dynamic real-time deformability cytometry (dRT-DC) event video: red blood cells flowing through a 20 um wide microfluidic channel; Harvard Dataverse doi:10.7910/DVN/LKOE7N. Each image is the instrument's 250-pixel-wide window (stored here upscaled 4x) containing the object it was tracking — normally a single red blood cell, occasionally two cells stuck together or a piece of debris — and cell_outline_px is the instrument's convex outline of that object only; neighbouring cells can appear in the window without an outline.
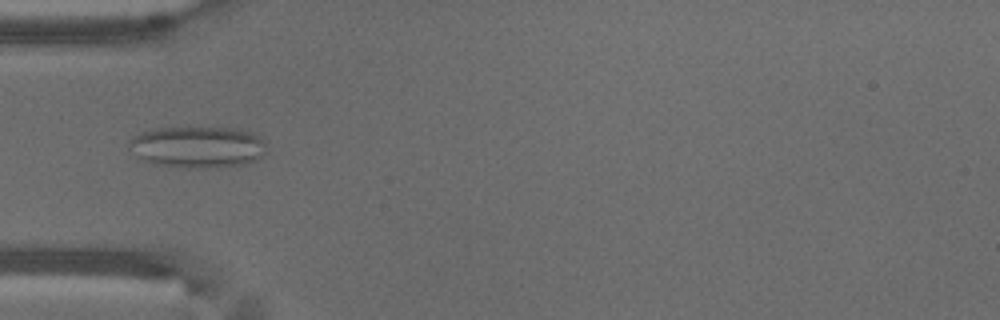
{"species": "common noctule bat (a hibernating species)", "species_latin": "Nyctalus noctula", "temperature_condition": "warm", "stored_images_in_passage": 53, "camera_frame_rate_fps": 3000, "um_per_image_px": 0.085, "animal": {"sex": "male", "body_mass_g": 18.8}, "frame": {"image": 1, "passage_image": 17, "time_ms": 5.333, "image_size_px": [1000, 320], "cell_outline_px": [[264, 152], [256, 160], [244, 164], [216, 168], [184, 168], [152, 164], [144, 160], [128, 148], [128, 140], [132, 136], [140, 132], [152, 128], [240, 128], [252, 132], [264, 144]], "centroid_in_image_um": [16.73, 12.5], "position_along_channel_um": 68.3, "area_um2": 33.41}}
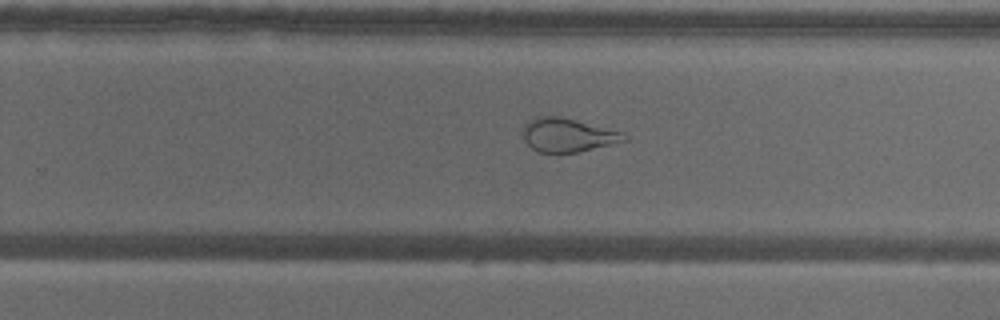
{"frame": {"image": 2, "passage_image": 34, "time_ms": 11.0, "image_size_px": [1000, 320], "cell_outline_px": [[628, 140], [576, 152], [556, 156], [536, 152], [524, 140], [520, 132], [524, 124], [528, 120], [536, 116], [560, 116], [624, 132], [628, 136]], "centroid_in_image_um": [48.18, 11.51], "position_along_channel_um": 281.6, "area_um2": 20.58}}
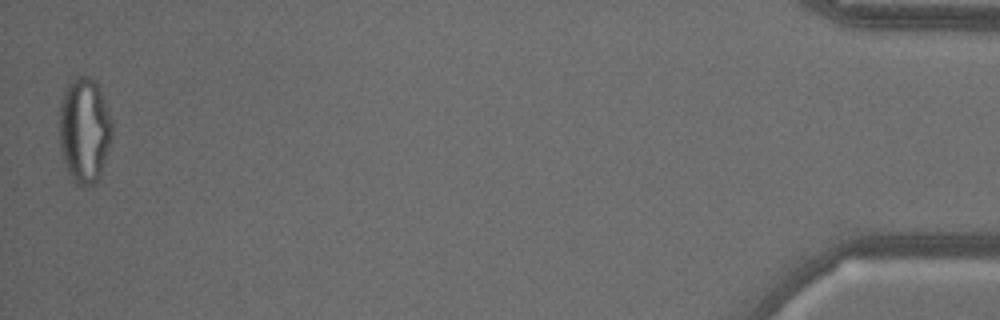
{"frame": {"image": 3, "passage_image": 53, "time_ms": 17.333, "image_size_px": [1000, 320], "cell_outline_px": [[112, 132], [108, 148], [100, 176], [92, 184], [84, 188], [76, 184], [72, 180], [68, 172], [60, 148], [60, 104], [64, 92], [68, 84], [80, 76], [92, 76], [96, 80], [112, 120]], "centroid_in_image_um": [7.17, 11.08], "position_along_channel_um": 428.0, "area_um2": 32.19}, "authors_computed_cell_mechanics": {"area_um2": 28.4376, "velocity_mm_per_s": 3.7543, "shape_relaxation_time_tau1_ms": null, "shape_relaxation_time_tau2_ms": 1.0621, "deformation_change_tau1": null, "deformation_change_tau2": 0.0908}}